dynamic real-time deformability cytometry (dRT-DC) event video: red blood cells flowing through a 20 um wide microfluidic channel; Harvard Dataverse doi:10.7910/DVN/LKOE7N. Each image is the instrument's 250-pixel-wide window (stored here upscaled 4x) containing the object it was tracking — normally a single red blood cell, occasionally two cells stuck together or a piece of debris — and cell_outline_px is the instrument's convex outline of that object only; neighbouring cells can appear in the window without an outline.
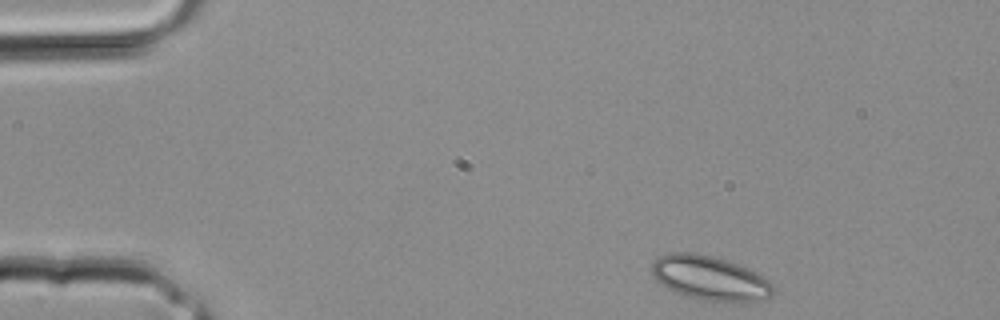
{"species": "common noctule bat (a hibernating species)", "species_latin": "Nyctalus noctula", "temperature_condition": "room temperature", "stored_images_in_passage": 2, "camera_frame_rate_fps": 3000, "um_per_image_px": 0.085, "animal": {"sex": "male", "body_mass_g": 20.4}, "frame": {"image": 1, "passage_image": 1, "time_ms": 0.0, "image_size_px": [1000, 320], "cell_outline_px": [[772, 296], [764, 300], [704, 300], [688, 296], [676, 292], [668, 288], [656, 280], [652, 276], [652, 264], [660, 256], [668, 252], [692, 252], [712, 256], [748, 268], [756, 272], [768, 280], [772, 284]], "centroid_in_image_um": [60.31, 23.61], "position_along_channel_um": 24.7, "area_um2": 30.69}}